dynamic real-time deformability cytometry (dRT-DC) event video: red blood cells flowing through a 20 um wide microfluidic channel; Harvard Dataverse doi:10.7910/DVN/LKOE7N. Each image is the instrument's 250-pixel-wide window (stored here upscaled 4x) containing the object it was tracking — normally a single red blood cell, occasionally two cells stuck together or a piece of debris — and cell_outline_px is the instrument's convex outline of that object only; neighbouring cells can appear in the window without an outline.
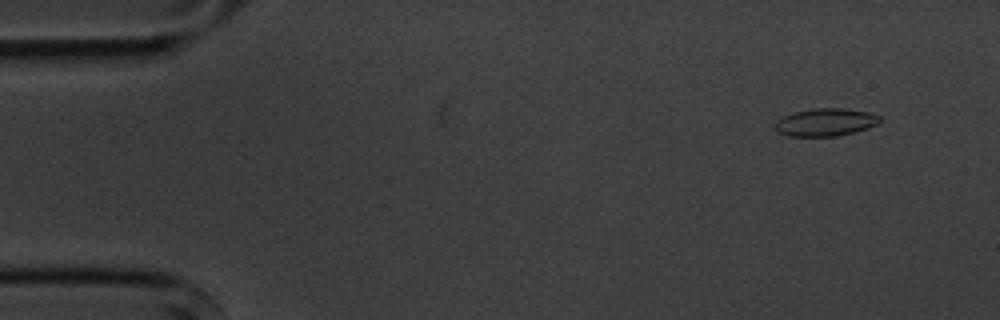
{"species": "common noctule bat (a hibernating species)", "species_latin": "Nyctalus noctula", "temperature_condition": "cold", "stored_images_in_passage": 4, "camera_frame_rate_fps": 3000, "um_per_image_px": 0.085, "animal": {"sex": "male", "body_mass_g": 20.1, "forearm_length_mm": 53.5}, "frame": {"image": 1, "passage_image": 2, "time_ms": 1.333, "image_size_px": [1000, 320], "cell_outline_px": [[880, 120], [876, 124], [868, 128], [836, 136], [788, 136], [780, 132], [776, 128], [776, 120], [792, 112], [816, 108], [844, 108], [868, 112], [880, 116]], "centroid_in_image_um": [70.16, 10.38], "position_along_channel_um": 14.8, "area_um2": 16.7}}